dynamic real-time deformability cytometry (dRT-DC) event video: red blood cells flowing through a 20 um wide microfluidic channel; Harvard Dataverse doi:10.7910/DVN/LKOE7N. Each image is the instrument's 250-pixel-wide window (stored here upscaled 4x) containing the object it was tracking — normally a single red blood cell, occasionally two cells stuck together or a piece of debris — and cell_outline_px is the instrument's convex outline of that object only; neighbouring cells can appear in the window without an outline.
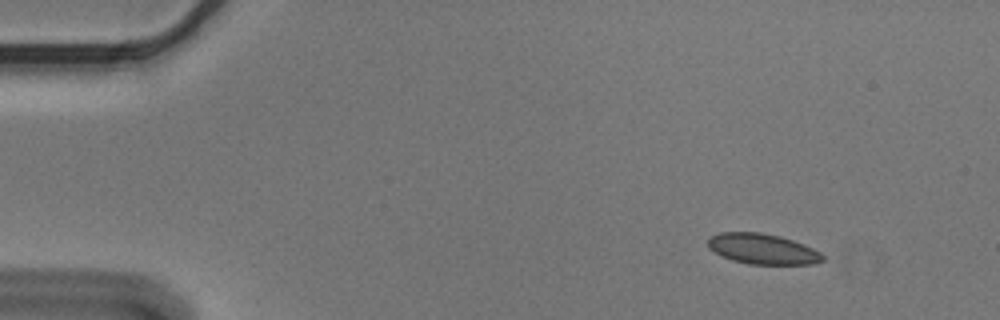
{"species": "Egyptian fruit bat (a non-hibernating species)", "species_latin": "Rousettus aegyptiacus", "temperature_condition": "cold", "stored_images_in_passage": 9, "camera_frame_rate_fps": 3000, "um_per_image_px": 0.085, "animal": {"sex": "male"}, "frame": {"image": 1, "passage_image": 1, "time_ms": 0.0, "image_size_px": [1000, 320], "cell_outline_px": [[824, 260], [812, 264], [748, 264], [732, 260], [708, 248], [708, 236], [720, 232], [760, 232], [780, 236], [792, 240], [812, 248], [820, 252], [824, 256]], "centroid_in_image_um": [64.8, 21.15], "position_along_channel_um": 20.2, "area_um2": 20.29}}
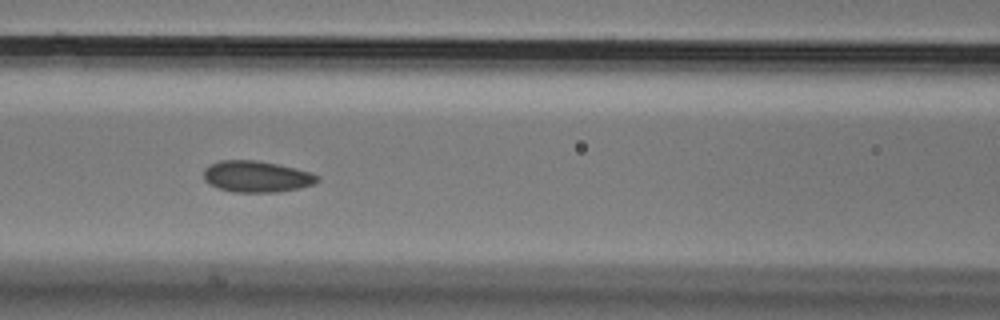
{"frame": {"image": 2, "passage_image": 6, "time_ms": 1.667, "image_size_px": [1000, 320], "cell_outline_px": [[320, 180], [312, 184], [300, 188], [276, 192], [232, 192], [208, 184], [204, 180], [204, 168], [220, 160], [256, 160], [276, 164], [308, 172], [320, 176]], "centroid_in_image_um": [21.78, 15.01], "position_along_channel_um": 144.8, "area_um2": 20.58}}
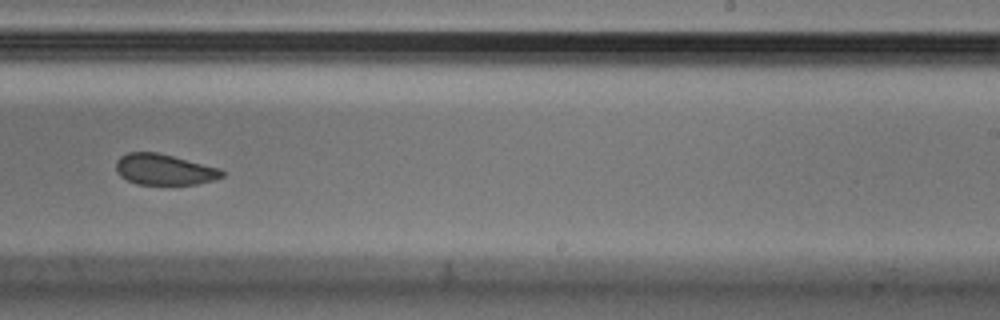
{"frame": {"image": 3, "passage_image": 9, "time_ms": 2.667, "image_size_px": [1000, 320], "cell_outline_px": [[224, 176], [212, 180], [196, 184], [136, 184], [120, 176], [116, 172], [116, 160], [120, 156], [128, 152], [156, 152], [220, 168], [224, 172]], "centroid_in_image_um": [13.93, 14.4], "position_along_channel_um": 275.1, "area_um2": 18.96}}